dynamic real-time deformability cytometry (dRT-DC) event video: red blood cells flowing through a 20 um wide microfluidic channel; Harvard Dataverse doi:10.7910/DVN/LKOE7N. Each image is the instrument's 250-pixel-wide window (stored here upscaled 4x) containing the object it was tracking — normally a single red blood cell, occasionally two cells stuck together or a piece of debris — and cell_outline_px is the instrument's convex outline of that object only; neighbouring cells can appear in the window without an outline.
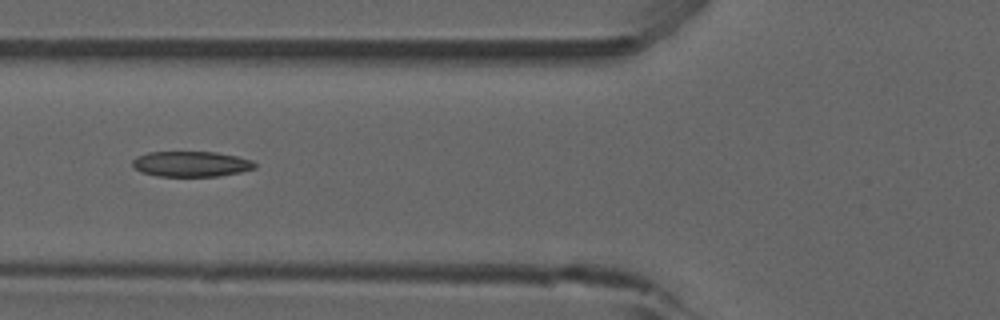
{"species": "common noctule bat (a hibernating species)", "species_latin": "Nyctalus noctula", "temperature_condition": "room temperature", "stored_images_in_passage": 40, "camera_frame_rate_fps": 3000, "um_per_image_px": 0.085, "animal": {"sex": "male", "forearm_length_mm": 52.5}, "frame": {"image": 1, "passage_image": 7, "time_ms": 2.0, "image_size_px": [1000, 320], "cell_outline_px": [[256, 168], [240, 172], [220, 176], [156, 176], [140, 172], [132, 164], [132, 160], [136, 156], [148, 152], [216, 152], [236, 156], [252, 160], [256, 164]], "centroid_in_image_um": [16.24, 13.94], "position_along_channel_um": 109.6, "area_um2": 18.21}}
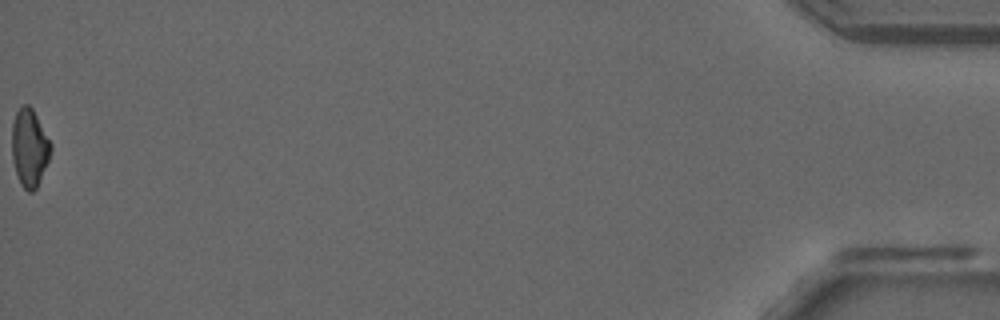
{"frame": {"image": 2, "passage_image": 40, "time_ms": 13.0, "image_size_px": [1000, 320], "cell_outline_px": [[52, 148], [48, 160], [36, 188], [32, 192], [28, 192], [20, 184], [12, 160], [12, 124], [16, 112], [20, 104], [28, 104], [32, 108], [52, 144]], "centroid_in_image_um": [2.49, 12.53], "position_along_channel_um": 432.7, "area_um2": 17.57}, "authors_computed_cell_mechanics": {"area_um2": 18.2937, "velocity_mm_per_s": 3.8814, "shape_relaxation_time_tau1_ms": null, "shape_relaxation_time_tau2_ms": 2.4584, "deformation_change_tau1": null, "deformation_change_tau2": 0.1006}}